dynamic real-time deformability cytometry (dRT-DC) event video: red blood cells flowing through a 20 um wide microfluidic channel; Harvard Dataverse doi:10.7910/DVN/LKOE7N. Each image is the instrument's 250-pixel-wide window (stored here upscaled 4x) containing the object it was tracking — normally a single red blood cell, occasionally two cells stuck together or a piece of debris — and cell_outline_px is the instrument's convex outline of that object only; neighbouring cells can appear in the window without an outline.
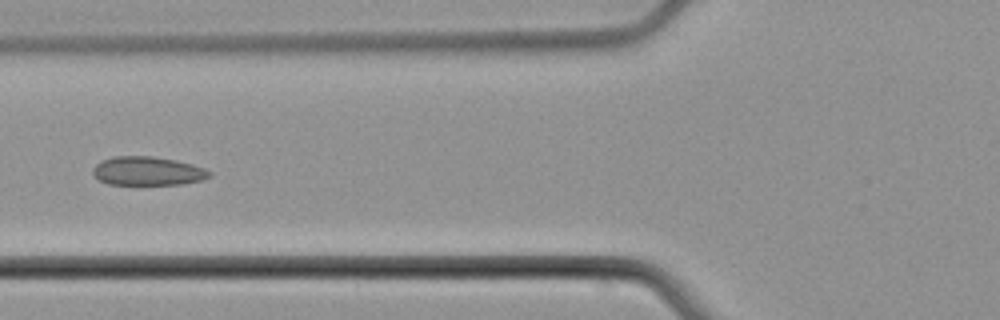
{"species": "common noctule bat (a hibernating species)", "species_latin": "Nyctalus noctula", "temperature_condition": "cold", "stored_images_in_passage": 6, "camera_frame_rate_fps": 3000, "um_per_image_px": 0.085, "animal": {"sex": "male", "body_mass_g": 21.5, "forearm_length_mm": 52.0}, "frame": {"image": 1, "passage_image": 6, "time_ms": 7.0, "image_size_px": [1000, 320], "cell_outline_px": [[212, 176], [200, 180], [180, 184], [108, 184], [96, 180], [92, 172], [92, 168], [100, 160], [112, 156], [152, 156], [176, 160], [192, 164], [204, 168], [212, 172]], "centroid_in_image_um": [12.5, 14.53], "position_along_channel_um": 113.3, "area_um2": 19.71}}